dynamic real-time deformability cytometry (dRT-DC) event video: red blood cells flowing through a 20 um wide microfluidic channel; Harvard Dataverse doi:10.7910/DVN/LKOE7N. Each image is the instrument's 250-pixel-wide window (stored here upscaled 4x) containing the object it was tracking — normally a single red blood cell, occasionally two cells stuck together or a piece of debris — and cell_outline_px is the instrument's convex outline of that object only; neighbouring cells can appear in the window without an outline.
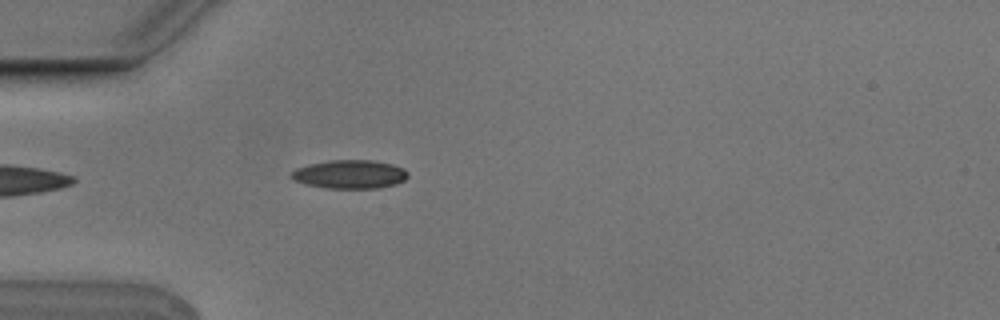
{"species": "Egyptian fruit bat (a non-hibernating species)", "species_latin": "Rousettus aegyptiacus", "temperature_condition": "cold", "stored_images_in_passage": 4, "camera_frame_rate_fps": 3000, "um_per_image_px": 0.085, "animal": {"sex": "male"}, "frame": {"image": 1, "passage_image": 4, "time_ms": 1.0, "image_size_px": [1000, 320], "cell_outline_px": [[408, 176], [404, 180], [396, 184], [380, 188], [328, 188], [304, 184], [292, 180], [288, 176], [296, 168], [308, 164], [328, 160], [372, 160], [392, 164], [404, 168], [408, 172]], "centroid_in_image_um": [29.71, 14.81], "position_along_channel_um": 55.3, "area_um2": 19.65}}